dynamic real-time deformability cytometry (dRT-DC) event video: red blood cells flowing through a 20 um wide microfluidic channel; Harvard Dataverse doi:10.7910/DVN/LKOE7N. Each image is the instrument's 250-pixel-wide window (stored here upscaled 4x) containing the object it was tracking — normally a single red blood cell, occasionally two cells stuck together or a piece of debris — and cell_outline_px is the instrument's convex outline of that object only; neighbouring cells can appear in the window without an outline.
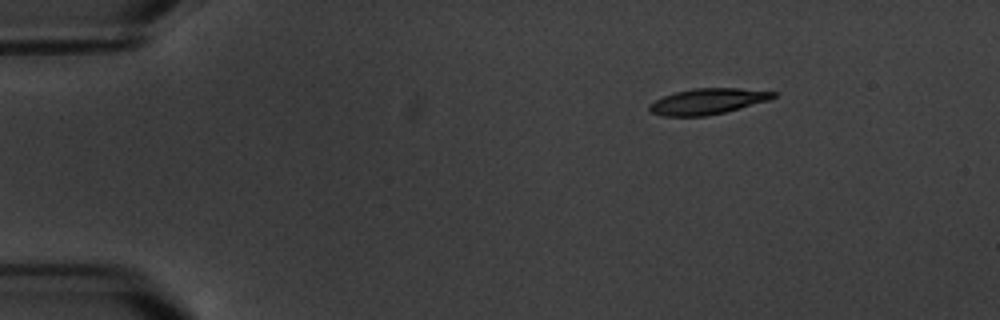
{"species": "common noctule bat (a hibernating species)", "species_latin": "Nyctalus noctula", "temperature_condition": "warm", "stored_images_in_passage": 15, "camera_frame_rate_fps": 3000, "um_per_image_px": 0.085, "animal": {"sex": "male", "body_mass_g": 20.1, "forearm_length_mm": 53.5}, "frame": {"image": 1, "passage_image": 1, "time_ms": 0.0, "image_size_px": [1000, 320], "cell_outline_px": [[776, 96], [768, 100], [740, 108], [724, 112], [704, 116], [664, 116], [652, 112], [648, 108], [648, 104], [664, 96], [676, 92], [692, 88], [740, 88], [776, 92]], "centroid_in_image_um": [60.14, 8.61], "position_along_channel_um": 24.9, "area_um2": 18.44}}
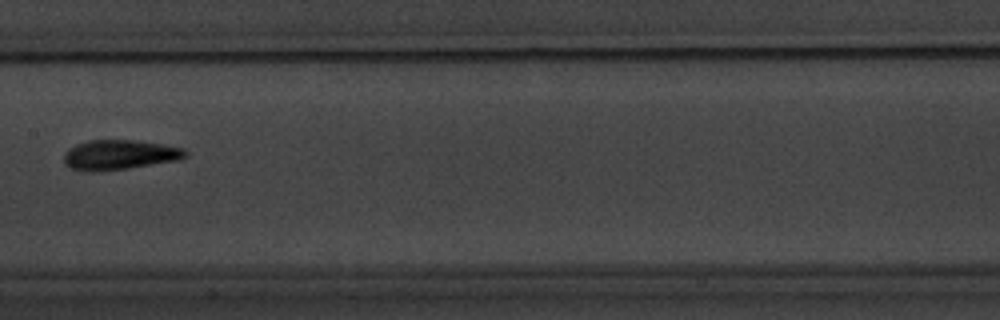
{"frame": {"image": 2, "passage_image": 7, "time_ms": 7.333, "image_size_px": [1000, 320], "cell_outline_px": [[188, 156], [180, 160], [128, 168], [96, 172], [80, 172], [64, 164], [64, 152], [68, 148], [76, 144], [88, 140], [132, 140], [160, 144], [184, 148], [188, 152]], "centroid_in_image_um": [10.13, 13.17], "position_along_channel_um": 197.3, "area_um2": 21.39}}
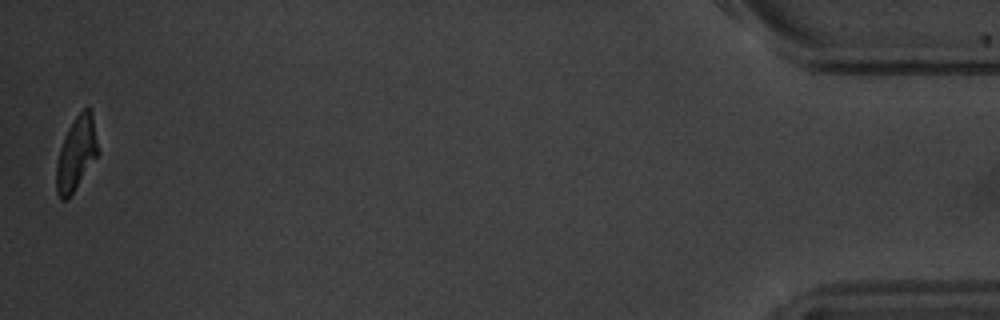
{"frame": {"image": 3, "passage_image": 15, "time_ms": 16.667, "image_size_px": [1000, 320], "cell_outline_px": [[100, 152], [68, 200], [60, 200], [56, 192], [56, 164], [60, 148], [68, 128], [76, 116], [84, 108], [88, 108], [92, 112]], "centroid_in_image_um": [6.49, 13.08], "position_along_channel_um": 428.7, "area_um2": 17.98}, "authors_computed_cell_mechanics": {"area_um2": 19.1896, "velocity_mm_per_s": 3.4172, "shape_relaxation_time_tau1_ms": 2.4877, "shape_relaxation_time_tau2_ms": 2.7927, "deformation_change_tau1": 0.1208, "deformation_change_tau2": 0.0948}}